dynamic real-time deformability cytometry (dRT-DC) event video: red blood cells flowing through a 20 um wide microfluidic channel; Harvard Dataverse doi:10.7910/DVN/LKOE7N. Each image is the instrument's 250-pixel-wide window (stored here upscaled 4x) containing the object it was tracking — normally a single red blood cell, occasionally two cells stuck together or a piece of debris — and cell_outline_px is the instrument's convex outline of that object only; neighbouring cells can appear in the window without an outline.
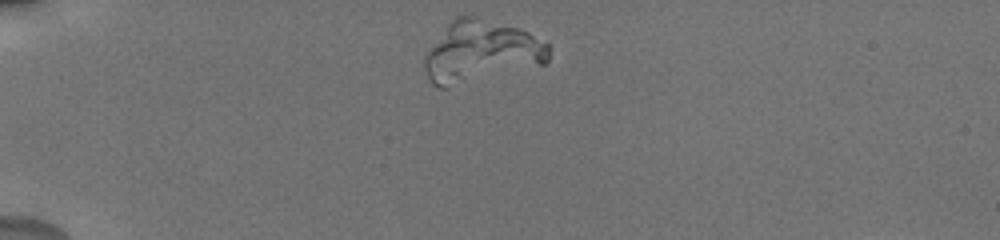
{"species": "human", "species_latin": "Homo sapiens", "temperature_condition": "cold", "stored_images_in_passage": 52, "camera_frame_rate_fps": 3000, "um_per_image_px": 0.085, "donor": {"sex": "male"}, "frame": {"image": 1, "passage_image": 1, "time_ms": 0.0, "image_size_px": [1000, 240], "cell_outline_px": [[552, 44], [548, 60], [544, 64], [448, 88], [440, 88], [432, 84], [424, 68], [424, 56], [448, 24], [456, 16], [476, 16], [520, 28]], "centroid_in_image_um": [40.93, 4.39], "position_along_channel_um": 44.1, "area_um2": 44.74}}
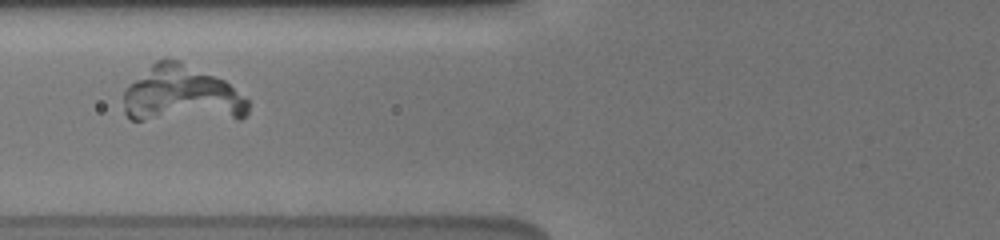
{"frame": {"image": 2, "passage_image": 9, "time_ms": 3.0, "image_size_px": [1000, 240], "cell_outline_px": [[248, 112], [240, 120], [132, 120], [124, 112], [124, 92], [128, 84], [156, 60], [164, 56], [168, 56], [180, 60], [224, 80], [248, 100]], "centroid_in_image_um": [15.44, 8.03], "position_along_channel_um": 110.4, "area_um2": 42.08}}
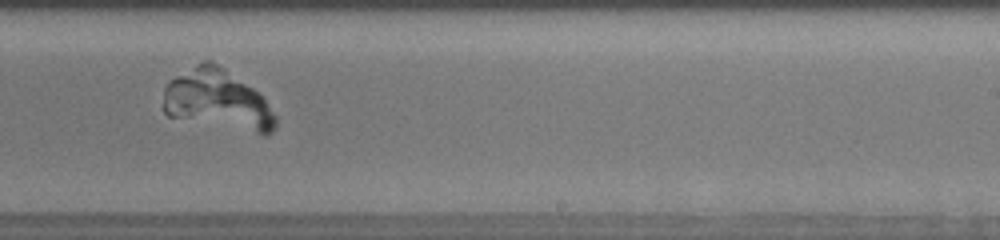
{"frame": {"image": 3, "passage_image": 27, "time_ms": 7.333, "image_size_px": [1000, 240], "cell_outline_px": [[276, 128], [268, 136], [264, 136], [168, 116], [164, 112], [164, 88], [168, 80], [196, 64], [204, 60], [212, 60], [224, 68], [252, 88], [264, 100], [276, 116]], "centroid_in_image_um": [18.49, 8.52], "position_along_channel_um": 270.5, "area_um2": 39.36}}